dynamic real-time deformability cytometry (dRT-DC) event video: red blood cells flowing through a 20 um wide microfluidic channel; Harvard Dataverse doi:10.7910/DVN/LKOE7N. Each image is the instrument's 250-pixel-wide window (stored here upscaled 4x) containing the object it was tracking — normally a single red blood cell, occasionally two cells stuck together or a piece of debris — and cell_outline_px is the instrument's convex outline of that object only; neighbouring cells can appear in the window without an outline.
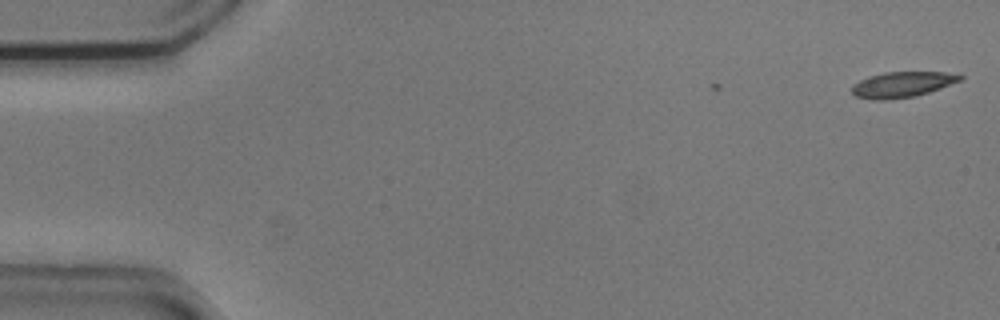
{"species": "common noctule bat (a hibernating species)", "species_latin": "Nyctalus noctula", "temperature_condition": "cold", "stored_images_in_passage": 5, "camera_frame_rate_fps": 3000, "um_per_image_px": 0.085, "animal": {"sex": "male", "body_mass_g": 20.5, "forearm_length_mm": 52.5}, "frame": {"image": 1, "passage_image": 1, "time_ms": 0.0, "image_size_px": [1000, 320], "cell_outline_px": [[964, 76], [960, 80], [940, 88], [916, 96], [884, 100], [872, 100], [856, 96], [852, 92], [852, 84], [860, 80], [884, 72], [944, 72]], "centroid_in_image_um": [76.65, 7.19], "position_along_channel_um": 8.3, "area_um2": 15.9}}